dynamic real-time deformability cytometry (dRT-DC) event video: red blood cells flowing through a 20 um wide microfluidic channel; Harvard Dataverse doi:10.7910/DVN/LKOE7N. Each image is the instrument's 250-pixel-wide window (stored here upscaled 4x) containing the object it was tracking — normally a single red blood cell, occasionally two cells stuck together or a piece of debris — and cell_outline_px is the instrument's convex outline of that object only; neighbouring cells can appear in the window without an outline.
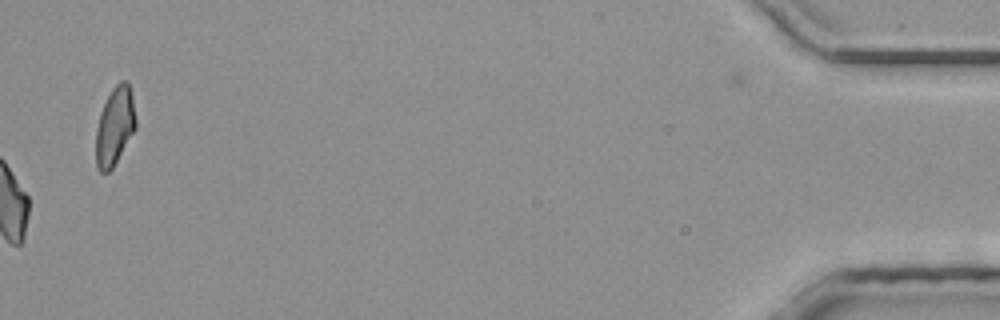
{"species": "common noctule bat (a hibernating species)", "species_latin": "Nyctalus noctula", "temperature_condition": "room temperature", "stored_images_in_passage": 31, "camera_frame_rate_fps": 3000, "um_per_image_px": 0.085, "animal": {"sex": "male", "body_mass_g": 20.4}, "frame": {"image": 1, "passage_image": 31, "time_ms": 10.0, "image_size_px": [1000, 320], "cell_outline_px": [[136, 128], [112, 168], [108, 172], [100, 172], [96, 168], [96, 128], [100, 112], [112, 88], [120, 80], [128, 80], [132, 96], [136, 120]], "centroid_in_image_um": [9.75, 10.71], "position_along_channel_um": 425.4, "area_um2": 18.15}}